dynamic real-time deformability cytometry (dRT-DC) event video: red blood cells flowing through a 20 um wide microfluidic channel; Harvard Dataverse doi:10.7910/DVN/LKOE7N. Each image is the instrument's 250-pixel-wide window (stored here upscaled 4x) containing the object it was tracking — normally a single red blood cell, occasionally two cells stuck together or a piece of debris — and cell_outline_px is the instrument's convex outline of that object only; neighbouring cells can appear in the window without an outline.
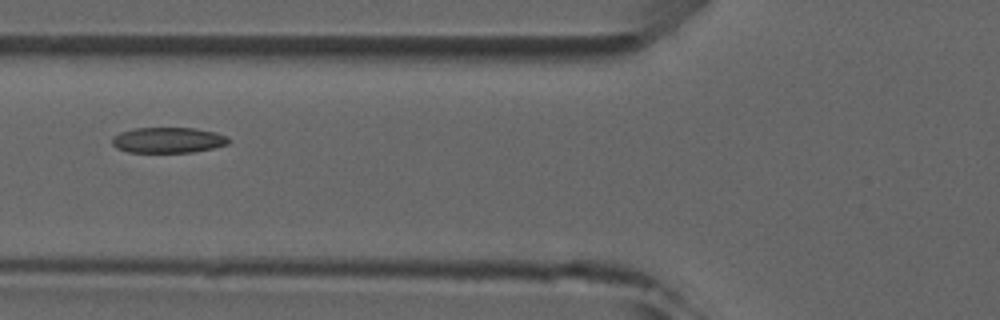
{"species": "common noctule bat (a hibernating species)", "species_latin": "Nyctalus noctula", "temperature_condition": "room temperature", "stored_images_in_passage": 5, "camera_frame_rate_fps": 3000, "um_per_image_px": 0.085, "animal": {"sex": "male", "forearm_length_mm": 52.5}, "frame": {"image": 1, "passage_image": 4, "time_ms": 4.333, "image_size_px": [1000, 320], "cell_outline_px": [[232, 140], [228, 144], [212, 148], [192, 152], [128, 152], [116, 148], [112, 144], [112, 136], [120, 132], [136, 128], [192, 128], [212, 132], [228, 136]], "centroid_in_image_um": [14.27, 11.91], "position_along_channel_um": 111.5, "area_um2": 17.34}}
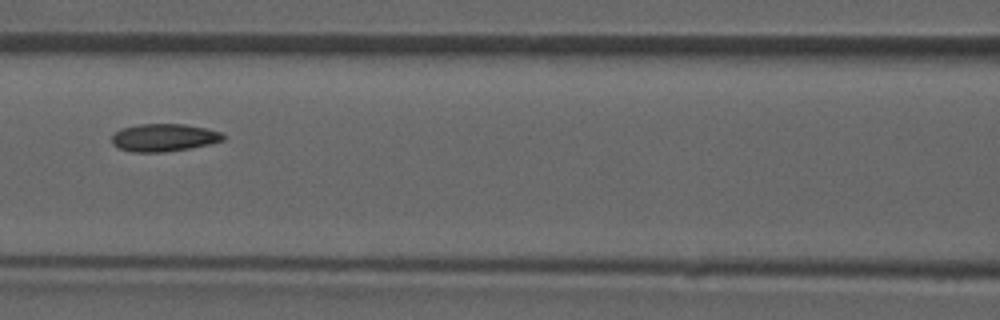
{"frame": {"image": 2, "passage_image": 5, "time_ms": 5.333, "image_size_px": [1000, 320], "cell_outline_px": [[224, 140], [208, 144], [188, 148], [164, 152], [132, 152], [120, 148], [112, 144], [112, 136], [120, 128], [140, 124], [184, 124], [204, 128], [220, 132], [224, 136]], "centroid_in_image_um": [13.89, 11.69], "position_along_channel_um": 152.7, "area_um2": 17.74}}